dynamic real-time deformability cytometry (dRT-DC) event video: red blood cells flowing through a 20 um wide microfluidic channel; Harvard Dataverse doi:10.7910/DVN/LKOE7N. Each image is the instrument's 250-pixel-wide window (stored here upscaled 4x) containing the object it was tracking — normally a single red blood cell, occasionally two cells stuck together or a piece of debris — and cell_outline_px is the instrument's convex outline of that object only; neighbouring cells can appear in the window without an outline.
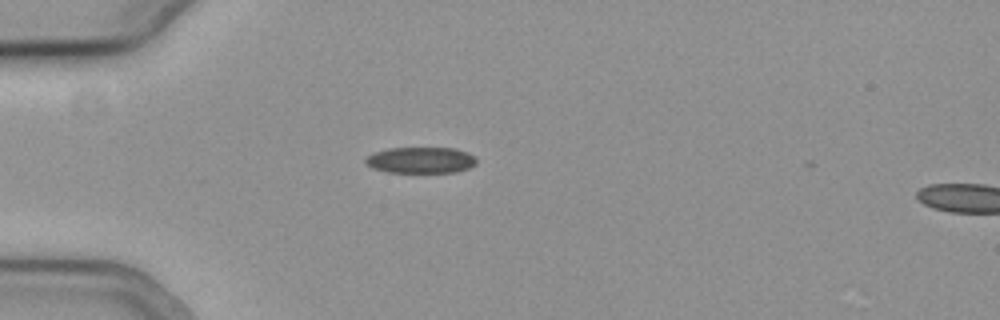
{"species": "common noctule bat (a hibernating species)", "species_latin": "Nyctalus noctula", "temperature_condition": "cold", "stored_images_in_passage": 7, "camera_frame_rate_fps": 3000, "um_per_image_px": 0.085, "animal": {"sex": "female", "body_mass_g": 19.3, "forearm_length_mm": 54.1}, "frame": {"image": 1, "passage_image": 1, "time_ms": 0.0, "image_size_px": [1000, 320], "cell_outline_px": [[476, 164], [468, 168], [456, 172], [388, 172], [372, 168], [364, 160], [368, 156], [376, 152], [388, 148], [456, 148], [468, 152], [476, 156]], "centroid_in_image_um": [35.81, 13.6], "position_along_channel_um": 49.2, "area_um2": 16.88}}
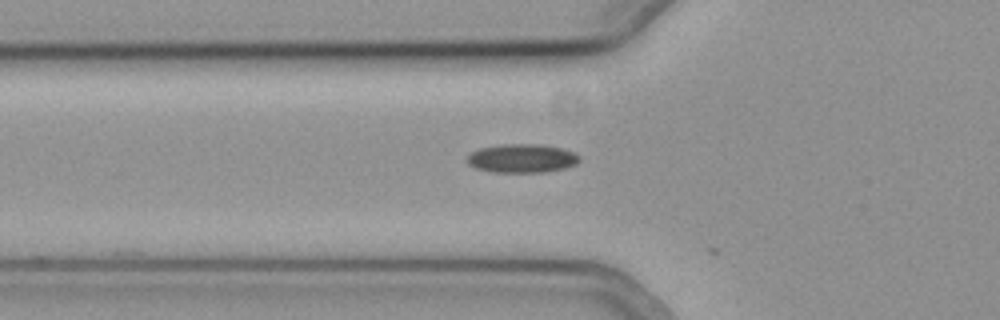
{"frame": {"image": 2, "passage_image": 5, "time_ms": 1.333, "image_size_px": [1000, 320], "cell_outline_px": [[580, 160], [576, 164], [564, 168], [544, 172], [492, 172], [476, 168], [468, 164], [464, 160], [472, 152], [480, 148], [500, 144], [536, 144], [560, 148], [572, 152], [580, 156]], "centroid_in_image_um": [44.33, 13.46], "position_along_channel_um": 81.5, "area_um2": 18.73}}